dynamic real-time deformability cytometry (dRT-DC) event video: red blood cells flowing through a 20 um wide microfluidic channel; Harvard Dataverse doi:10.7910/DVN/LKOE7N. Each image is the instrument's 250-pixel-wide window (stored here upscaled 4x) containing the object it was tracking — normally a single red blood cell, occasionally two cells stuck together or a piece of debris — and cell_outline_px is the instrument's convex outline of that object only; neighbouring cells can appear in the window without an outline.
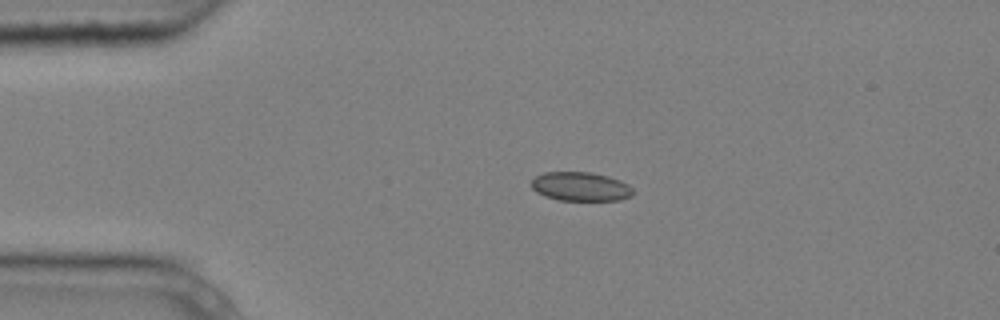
{"species": "common noctule bat (a hibernating species)", "species_latin": "Nyctalus noctula", "temperature_condition": "cold", "stored_images_in_passage": 3, "camera_frame_rate_fps": 3000, "um_per_image_px": 0.085, "animal": {"sex": "male", "body_mass_g": 20.4}, "frame": {"image": 1, "passage_image": 2, "time_ms": 0.333, "image_size_px": [1000, 320], "cell_outline_px": [[632, 196], [620, 200], [556, 200], [544, 196], [536, 192], [532, 188], [532, 180], [536, 176], [544, 172], [592, 172], [608, 176], [620, 180], [628, 184], [632, 188]], "centroid_in_image_um": [49.34, 15.86], "position_along_channel_um": 35.7, "area_um2": 17.22}}